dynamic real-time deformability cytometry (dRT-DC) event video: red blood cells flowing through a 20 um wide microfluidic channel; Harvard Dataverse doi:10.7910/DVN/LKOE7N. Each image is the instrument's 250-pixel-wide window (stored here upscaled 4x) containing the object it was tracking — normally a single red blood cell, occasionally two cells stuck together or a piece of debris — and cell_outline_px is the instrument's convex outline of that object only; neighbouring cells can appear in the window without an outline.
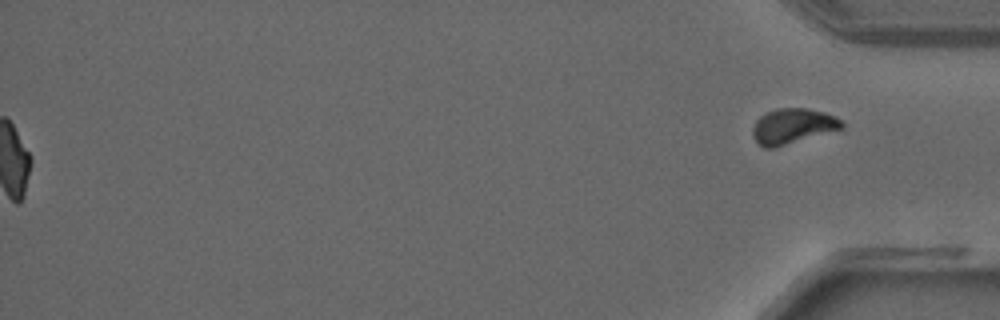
{"species": "common noctule bat (a hibernating species)", "species_latin": "Nyctalus noctula", "temperature_condition": "warm", "stored_images_in_passage": 41, "segment_of_instrument_passage": [2, 2], "camera_frame_rate_fps": 3000, "um_per_image_px": 0.085, "animal": {"sex": "male", "forearm_length_mm": 52.5}, "frame": {"image": 1, "passage_image": 41, "time_ms": 13.333, "image_size_px": [1000, 320], "cell_outline_px": [[844, 128], [772, 148], [764, 148], [752, 136], [752, 128], [756, 120], [760, 116], [776, 108], [808, 108], [824, 112], [844, 120]], "centroid_in_image_um": [67.39, 10.71], "position_along_channel_um": 367.8, "area_um2": 18.26}}